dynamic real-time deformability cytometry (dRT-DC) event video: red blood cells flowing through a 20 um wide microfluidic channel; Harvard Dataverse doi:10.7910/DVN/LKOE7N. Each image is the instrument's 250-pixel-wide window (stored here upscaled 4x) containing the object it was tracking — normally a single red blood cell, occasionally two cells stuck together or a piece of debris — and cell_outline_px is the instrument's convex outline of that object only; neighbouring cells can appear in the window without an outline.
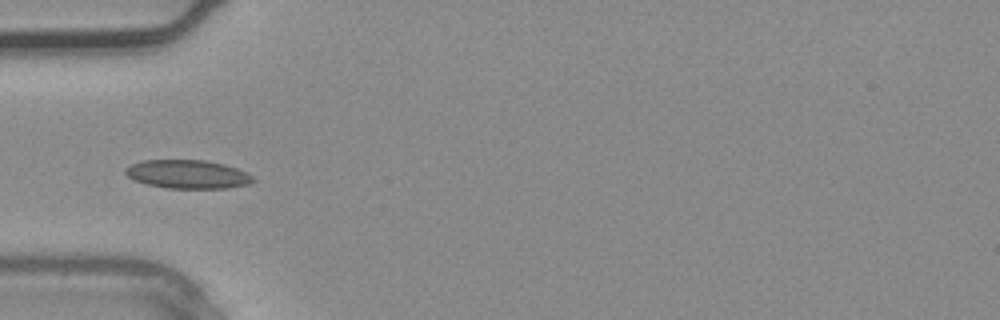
{"species": "common noctule bat (a hibernating species)", "species_latin": "Nyctalus noctula", "temperature_condition": "warm", "stored_images_in_passage": 4, "camera_frame_rate_fps": 3000, "um_per_image_px": 0.085, "animal": {"sex": "male", "body_mass_g": 20.4}, "frame": {"image": 1, "passage_image": 4, "time_ms": 1.0, "image_size_px": [1000, 320], "cell_outline_px": [[256, 180], [248, 184], [228, 188], [168, 188], [148, 184], [132, 180], [124, 172], [124, 168], [140, 160], [204, 160], [224, 164], [236, 168], [252, 176]], "centroid_in_image_um": [15.92, 14.81], "position_along_channel_um": 69.1, "area_um2": 21.21}}